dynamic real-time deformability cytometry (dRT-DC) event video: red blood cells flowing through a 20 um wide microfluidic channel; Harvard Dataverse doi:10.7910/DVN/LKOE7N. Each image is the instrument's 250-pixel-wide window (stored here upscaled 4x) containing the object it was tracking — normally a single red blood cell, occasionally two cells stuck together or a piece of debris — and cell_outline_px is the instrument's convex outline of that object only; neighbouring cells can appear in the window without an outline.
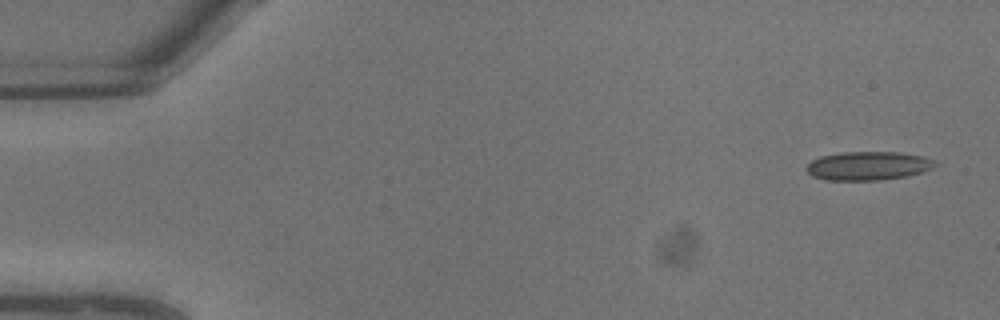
{"species": "common noctule bat (a hibernating species)", "species_latin": "Nyctalus noctula", "temperature_condition": "warm", "stored_images_in_passage": 9, "camera_frame_rate_fps": 3000, "um_per_image_px": 0.085, "animal": {"sex": "male", "body_mass_g": 13.3}, "frame": {"image": 1, "passage_image": 1, "time_ms": 0.0, "image_size_px": [1000, 320], "cell_outline_px": [[936, 164], [932, 168], [924, 172], [908, 176], [880, 180], [824, 180], [812, 176], [804, 168], [812, 160], [820, 156], [840, 152], [900, 152], [920, 156], [936, 160]], "centroid_in_image_um": [73.78, 14.1], "position_along_channel_um": 11.2, "area_um2": 21.68}}
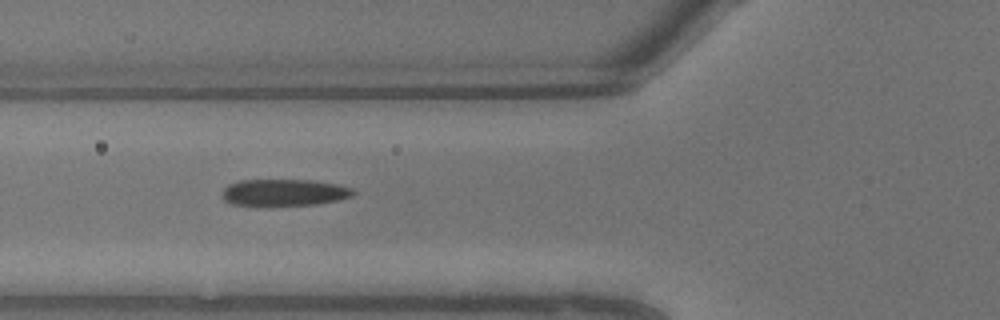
{"frame": {"image": 2, "passage_image": 8, "time_ms": 2.333, "image_size_px": [1000, 320], "cell_outline_px": [[356, 192], [352, 196], [340, 200], [316, 204], [268, 208], [256, 208], [232, 204], [224, 200], [220, 192], [228, 184], [240, 180], [312, 180], [336, 184], [352, 188]], "centroid_in_image_um": [24.08, 16.41], "position_along_channel_um": 101.7, "area_um2": 21.5}}
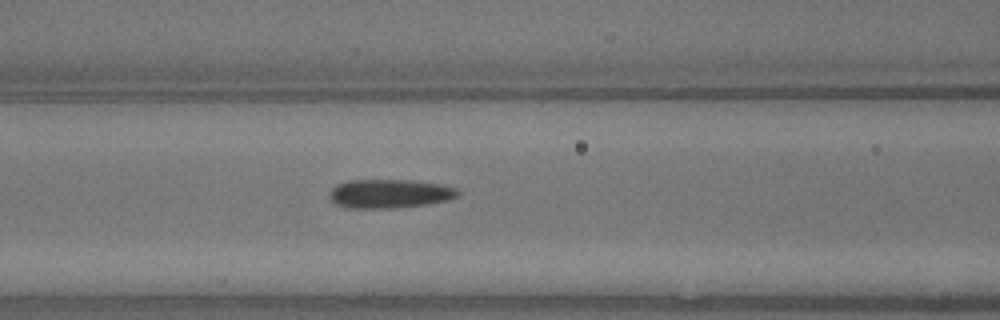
{"frame": {"image": 3, "passage_image": 9, "time_ms": 2.667, "image_size_px": [1000, 320], "cell_outline_px": [[460, 196], [448, 200], [428, 204], [392, 208], [348, 208], [336, 204], [328, 196], [328, 192], [332, 188], [348, 180], [408, 180], [440, 184], [456, 188], [460, 192]], "centroid_in_image_um": [33.13, 16.46], "position_along_channel_um": 133.5, "area_um2": 21.62}}